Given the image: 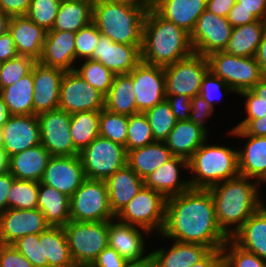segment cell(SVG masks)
Wrapping results in <instances>:
<instances>
[{
    "label": "cell",
    "mask_w": 266,
    "mask_h": 267,
    "mask_svg": "<svg viewBox=\"0 0 266 267\" xmlns=\"http://www.w3.org/2000/svg\"><path fill=\"white\" fill-rule=\"evenodd\" d=\"M158 237L222 249L230 239L220 228L209 189L190 188L167 198L165 222Z\"/></svg>",
    "instance_id": "cell-1"
},
{
    "label": "cell",
    "mask_w": 266,
    "mask_h": 267,
    "mask_svg": "<svg viewBox=\"0 0 266 267\" xmlns=\"http://www.w3.org/2000/svg\"><path fill=\"white\" fill-rule=\"evenodd\" d=\"M208 189L212 194L217 223L229 238L263 205L258 181L245 176L239 175Z\"/></svg>",
    "instance_id": "cell-2"
},
{
    "label": "cell",
    "mask_w": 266,
    "mask_h": 267,
    "mask_svg": "<svg viewBox=\"0 0 266 267\" xmlns=\"http://www.w3.org/2000/svg\"><path fill=\"white\" fill-rule=\"evenodd\" d=\"M193 53L190 34L161 17L152 7L148 8L141 47L142 62L165 67Z\"/></svg>",
    "instance_id": "cell-3"
},
{
    "label": "cell",
    "mask_w": 266,
    "mask_h": 267,
    "mask_svg": "<svg viewBox=\"0 0 266 267\" xmlns=\"http://www.w3.org/2000/svg\"><path fill=\"white\" fill-rule=\"evenodd\" d=\"M148 8L138 2L94 0L93 22L113 42L141 48Z\"/></svg>",
    "instance_id": "cell-4"
},
{
    "label": "cell",
    "mask_w": 266,
    "mask_h": 267,
    "mask_svg": "<svg viewBox=\"0 0 266 267\" xmlns=\"http://www.w3.org/2000/svg\"><path fill=\"white\" fill-rule=\"evenodd\" d=\"M209 138L193 153L188 160V171L191 172L189 182L191 188L208 189L240 175L238 166V151L207 143Z\"/></svg>",
    "instance_id": "cell-5"
},
{
    "label": "cell",
    "mask_w": 266,
    "mask_h": 267,
    "mask_svg": "<svg viewBox=\"0 0 266 267\" xmlns=\"http://www.w3.org/2000/svg\"><path fill=\"white\" fill-rule=\"evenodd\" d=\"M63 229L77 267H90L98 254L108 246V221L70 220Z\"/></svg>",
    "instance_id": "cell-6"
},
{
    "label": "cell",
    "mask_w": 266,
    "mask_h": 267,
    "mask_svg": "<svg viewBox=\"0 0 266 267\" xmlns=\"http://www.w3.org/2000/svg\"><path fill=\"white\" fill-rule=\"evenodd\" d=\"M166 203L167 198L163 194L143 186L116 218L160 235L165 222Z\"/></svg>",
    "instance_id": "cell-7"
},
{
    "label": "cell",
    "mask_w": 266,
    "mask_h": 267,
    "mask_svg": "<svg viewBox=\"0 0 266 267\" xmlns=\"http://www.w3.org/2000/svg\"><path fill=\"white\" fill-rule=\"evenodd\" d=\"M207 59L209 71L226 82L236 95L251 90L263 78L256 57H241L219 51L210 54Z\"/></svg>",
    "instance_id": "cell-8"
},
{
    "label": "cell",
    "mask_w": 266,
    "mask_h": 267,
    "mask_svg": "<svg viewBox=\"0 0 266 267\" xmlns=\"http://www.w3.org/2000/svg\"><path fill=\"white\" fill-rule=\"evenodd\" d=\"M105 180L86 178L70 197V219L80 222H101L115 219Z\"/></svg>",
    "instance_id": "cell-9"
},
{
    "label": "cell",
    "mask_w": 266,
    "mask_h": 267,
    "mask_svg": "<svg viewBox=\"0 0 266 267\" xmlns=\"http://www.w3.org/2000/svg\"><path fill=\"white\" fill-rule=\"evenodd\" d=\"M79 157L88 179L106 180L127 164L125 147L100 135L79 152Z\"/></svg>",
    "instance_id": "cell-10"
},
{
    "label": "cell",
    "mask_w": 266,
    "mask_h": 267,
    "mask_svg": "<svg viewBox=\"0 0 266 267\" xmlns=\"http://www.w3.org/2000/svg\"><path fill=\"white\" fill-rule=\"evenodd\" d=\"M208 71L207 57L196 53L165 66L166 96L186 95L192 99L199 95L202 80Z\"/></svg>",
    "instance_id": "cell-11"
},
{
    "label": "cell",
    "mask_w": 266,
    "mask_h": 267,
    "mask_svg": "<svg viewBox=\"0 0 266 267\" xmlns=\"http://www.w3.org/2000/svg\"><path fill=\"white\" fill-rule=\"evenodd\" d=\"M232 30L233 27L226 17H220L206 9L199 16L190 34L194 53L207 57L212 53L224 51Z\"/></svg>",
    "instance_id": "cell-12"
},
{
    "label": "cell",
    "mask_w": 266,
    "mask_h": 267,
    "mask_svg": "<svg viewBox=\"0 0 266 267\" xmlns=\"http://www.w3.org/2000/svg\"><path fill=\"white\" fill-rule=\"evenodd\" d=\"M105 96L89 85L75 71H67L60 84L58 109L69 114L83 111H101Z\"/></svg>",
    "instance_id": "cell-13"
},
{
    "label": "cell",
    "mask_w": 266,
    "mask_h": 267,
    "mask_svg": "<svg viewBox=\"0 0 266 267\" xmlns=\"http://www.w3.org/2000/svg\"><path fill=\"white\" fill-rule=\"evenodd\" d=\"M37 117L40 124L41 144L51 156L79 155L70 134L71 114L56 109L40 113Z\"/></svg>",
    "instance_id": "cell-14"
},
{
    "label": "cell",
    "mask_w": 266,
    "mask_h": 267,
    "mask_svg": "<svg viewBox=\"0 0 266 267\" xmlns=\"http://www.w3.org/2000/svg\"><path fill=\"white\" fill-rule=\"evenodd\" d=\"M137 113L153 108L166 99L164 67L140 62L131 72Z\"/></svg>",
    "instance_id": "cell-15"
},
{
    "label": "cell",
    "mask_w": 266,
    "mask_h": 267,
    "mask_svg": "<svg viewBox=\"0 0 266 267\" xmlns=\"http://www.w3.org/2000/svg\"><path fill=\"white\" fill-rule=\"evenodd\" d=\"M86 179L79 155L51 156L40 183L71 197Z\"/></svg>",
    "instance_id": "cell-16"
},
{
    "label": "cell",
    "mask_w": 266,
    "mask_h": 267,
    "mask_svg": "<svg viewBox=\"0 0 266 267\" xmlns=\"http://www.w3.org/2000/svg\"><path fill=\"white\" fill-rule=\"evenodd\" d=\"M50 225L37 209H7L0 213V243L13 244L28 234H40Z\"/></svg>",
    "instance_id": "cell-17"
},
{
    "label": "cell",
    "mask_w": 266,
    "mask_h": 267,
    "mask_svg": "<svg viewBox=\"0 0 266 267\" xmlns=\"http://www.w3.org/2000/svg\"><path fill=\"white\" fill-rule=\"evenodd\" d=\"M1 129L3 148L9 157L41 144L37 115H10Z\"/></svg>",
    "instance_id": "cell-18"
},
{
    "label": "cell",
    "mask_w": 266,
    "mask_h": 267,
    "mask_svg": "<svg viewBox=\"0 0 266 267\" xmlns=\"http://www.w3.org/2000/svg\"><path fill=\"white\" fill-rule=\"evenodd\" d=\"M100 62L115 75L129 74L141 61V48L113 42L100 34L99 41L90 58Z\"/></svg>",
    "instance_id": "cell-19"
},
{
    "label": "cell",
    "mask_w": 266,
    "mask_h": 267,
    "mask_svg": "<svg viewBox=\"0 0 266 267\" xmlns=\"http://www.w3.org/2000/svg\"><path fill=\"white\" fill-rule=\"evenodd\" d=\"M150 234L141 227L120 222L117 218L108 221V246L126 261L143 260L149 256L150 253H145V244H148L145 237H151Z\"/></svg>",
    "instance_id": "cell-20"
},
{
    "label": "cell",
    "mask_w": 266,
    "mask_h": 267,
    "mask_svg": "<svg viewBox=\"0 0 266 267\" xmlns=\"http://www.w3.org/2000/svg\"><path fill=\"white\" fill-rule=\"evenodd\" d=\"M64 74L62 69L44 66L38 61L33 65V115L58 109Z\"/></svg>",
    "instance_id": "cell-21"
},
{
    "label": "cell",
    "mask_w": 266,
    "mask_h": 267,
    "mask_svg": "<svg viewBox=\"0 0 266 267\" xmlns=\"http://www.w3.org/2000/svg\"><path fill=\"white\" fill-rule=\"evenodd\" d=\"M188 170V161L173 156L144 179V186L153 189L166 198L179 195L191 188L189 178H182L183 170Z\"/></svg>",
    "instance_id": "cell-22"
},
{
    "label": "cell",
    "mask_w": 266,
    "mask_h": 267,
    "mask_svg": "<svg viewBox=\"0 0 266 267\" xmlns=\"http://www.w3.org/2000/svg\"><path fill=\"white\" fill-rule=\"evenodd\" d=\"M44 66L63 71L75 70V33L70 31H47L42 55L38 60Z\"/></svg>",
    "instance_id": "cell-23"
},
{
    "label": "cell",
    "mask_w": 266,
    "mask_h": 267,
    "mask_svg": "<svg viewBox=\"0 0 266 267\" xmlns=\"http://www.w3.org/2000/svg\"><path fill=\"white\" fill-rule=\"evenodd\" d=\"M227 134L232 139L245 138L244 148H237L239 173L259 182L266 174V136L247 135L242 129H231Z\"/></svg>",
    "instance_id": "cell-24"
},
{
    "label": "cell",
    "mask_w": 266,
    "mask_h": 267,
    "mask_svg": "<svg viewBox=\"0 0 266 267\" xmlns=\"http://www.w3.org/2000/svg\"><path fill=\"white\" fill-rule=\"evenodd\" d=\"M8 31L14 40L17 54L38 61L42 55L47 31L27 15L13 16Z\"/></svg>",
    "instance_id": "cell-25"
},
{
    "label": "cell",
    "mask_w": 266,
    "mask_h": 267,
    "mask_svg": "<svg viewBox=\"0 0 266 267\" xmlns=\"http://www.w3.org/2000/svg\"><path fill=\"white\" fill-rule=\"evenodd\" d=\"M161 17L191 34L207 0H155L152 7Z\"/></svg>",
    "instance_id": "cell-26"
},
{
    "label": "cell",
    "mask_w": 266,
    "mask_h": 267,
    "mask_svg": "<svg viewBox=\"0 0 266 267\" xmlns=\"http://www.w3.org/2000/svg\"><path fill=\"white\" fill-rule=\"evenodd\" d=\"M230 239L266 261V204L254 212Z\"/></svg>",
    "instance_id": "cell-27"
},
{
    "label": "cell",
    "mask_w": 266,
    "mask_h": 267,
    "mask_svg": "<svg viewBox=\"0 0 266 267\" xmlns=\"http://www.w3.org/2000/svg\"><path fill=\"white\" fill-rule=\"evenodd\" d=\"M208 135L210 134L204 128L190 120L177 121L164 143L173 156H179L188 161L193 153L210 138Z\"/></svg>",
    "instance_id": "cell-28"
},
{
    "label": "cell",
    "mask_w": 266,
    "mask_h": 267,
    "mask_svg": "<svg viewBox=\"0 0 266 267\" xmlns=\"http://www.w3.org/2000/svg\"><path fill=\"white\" fill-rule=\"evenodd\" d=\"M171 247L152 250L154 267H191L211 250L201 244L172 241ZM167 248V249H166Z\"/></svg>",
    "instance_id": "cell-29"
},
{
    "label": "cell",
    "mask_w": 266,
    "mask_h": 267,
    "mask_svg": "<svg viewBox=\"0 0 266 267\" xmlns=\"http://www.w3.org/2000/svg\"><path fill=\"white\" fill-rule=\"evenodd\" d=\"M105 182L110 208L115 216L144 186V180L127 164L108 177Z\"/></svg>",
    "instance_id": "cell-30"
},
{
    "label": "cell",
    "mask_w": 266,
    "mask_h": 267,
    "mask_svg": "<svg viewBox=\"0 0 266 267\" xmlns=\"http://www.w3.org/2000/svg\"><path fill=\"white\" fill-rule=\"evenodd\" d=\"M51 155L39 144L10 156L9 172L18 180L40 182Z\"/></svg>",
    "instance_id": "cell-31"
},
{
    "label": "cell",
    "mask_w": 266,
    "mask_h": 267,
    "mask_svg": "<svg viewBox=\"0 0 266 267\" xmlns=\"http://www.w3.org/2000/svg\"><path fill=\"white\" fill-rule=\"evenodd\" d=\"M39 241L42 242L43 267H77L62 226H49L39 234Z\"/></svg>",
    "instance_id": "cell-32"
},
{
    "label": "cell",
    "mask_w": 266,
    "mask_h": 267,
    "mask_svg": "<svg viewBox=\"0 0 266 267\" xmlns=\"http://www.w3.org/2000/svg\"><path fill=\"white\" fill-rule=\"evenodd\" d=\"M173 155L164 142L155 141L144 147L127 152V165L141 178L145 179Z\"/></svg>",
    "instance_id": "cell-33"
},
{
    "label": "cell",
    "mask_w": 266,
    "mask_h": 267,
    "mask_svg": "<svg viewBox=\"0 0 266 267\" xmlns=\"http://www.w3.org/2000/svg\"><path fill=\"white\" fill-rule=\"evenodd\" d=\"M38 209L50 226H65L70 219V197L39 182Z\"/></svg>",
    "instance_id": "cell-34"
},
{
    "label": "cell",
    "mask_w": 266,
    "mask_h": 267,
    "mask_svg": "<svg viewBox=\"0 0 266 267\" xmlns=\"http://www.w3.org/2000/svg\"><path fill=\"white\" fill-rule=\"evenodd\" d=\"M94 0H61L52 30L76 33L93 21Z\"/></svg>",
    "instance_id": "cell-35"
},
{
    "label": "cell",
    "mask_w": 266,
    "mask_h": 267,
    "mask_svg": "<svg viewBox=\"0 0 266 267\" xmlns=\"http://www.w3.org/2000/svg\"><path fill=\"white\" fill-rule=\"evenodd\" d=\"M265 29L266 21L263 20L233 27L224 52L241 57H255Z\"/></svg>",
    "instance_id": "cell-36"
},
{
    "label": "cell",
    "mask_w": 266,
    "mask_h": 267,
    "mask_svg": "<svg viewBox=\"0 0 266 267\" xmlns=\"http://www.w3.org/2000/svg\"><path fill=\"white\" fill-rule=\"evenodd\" d=\"M132 75H115L104 108L112 113L130 116L137 113Z\"/></svg>",
    "instance_id": "cell-37"
},
{
    "label": "cell",
    "mask_w": 266,
    "mask_h": 267,
    "mask_svg": "<svg viewBox=\"0 0 266 267\" xmlns=\"http://www.w3.org/2000/svg\"><path fill=\"white\" fill-rule=\"evenodd\" d=\"M0 95L10 115H33L34 84L31 72L15 84L3 88Z\"/></svg>",
    "instance_id": "cell-38"
},
{
    "label": "cell",
    "mask_w": 266,
    "mask_h": 267,
    "mask_svg": "<svg viewBox=\"0 0 266 267\" xmlns=\"http://www.w3.org/2000/svg\"><path fill=\"white\" fill-rule=\"evenodd\" d=\"M99 118L100 111H83L71 114V139L79 152L99 136Z\"/></svg>",
    "instance_id": "cell-39"
},
{
    "label": "cell",
    "mask_w": 266,
    "mask_h": 267,
    "mask_svg": "<svg viewBox=\"0 0 266 267\" xmlns=\"http://www.w3.org/2000/svg\"><path fill=\"white\" fill-rule=\"evenodd\" d=\"M82 62L79 61L81 64L78 63L74 71L89 85L106 96L113 84L115 74L98 61L85 59Z\"/></svg>",
    "instance_id": "cell-40"
},
{
    "label": "cell",
    "mask_w": 266,
    "mask_h": 267,
    "mask_svg": "<svg viewBox=\"0 0 266 267\" xmlns=\"http://www.w3.org/2000/svg\"><path fill=\"white\" fill-rule=\"evenodd\" d=\"M152 129L155 141L164 142L177 123L166 99L144 112Z\"/></svg>",
    "instance_id": "cell-41"
},
{
    "label": "cell",
    "mask_w": 266,
    "mask_h": 267,
    "mask_svg": "<svg viewBox=\"0 0 266 267\" xmlns=\"http://www.w3.org/2000/svg\"><path fill=\"white\" fill-rule=\"evenodd\" d=\"M39 182L15 179L8 192V209H37Z\"/></svg>",
    "instance_id": "cell-42"
},
{
    "label": "cell",
    "mask_w": 266,
    "mask_h": 267,
    "mask_svg": "<svg viewBox=\"0 0 266 267\" xmlns=\"http://www.w3.org/2000/svg\"><path fill=\"white\" fill-rule=\"evenodd\" d=\"M99 126L100 136L126 146L128 116L115 114L104 108L100 111Z\"/></svg>",
    "instance_id": "cell-43"
},
{
    "label": "cell",
    "mask_w": 266,
    "mask_h": 267,
    "mask_svg": "<svg viewBox=\"0 0 266 267\" xmlns=\"http://www.w3.org/2000/svg\"><path fill=\"white\" fill-rule=\"evenodd\" d=\"M155 142L152 129L145 113L128 116L126 152Z\"/></svg>",
    "instance_id": "cell-44"
},
{
    "label": "cell",
    "mask_w": 266,
    "mask_h": 267,
    "mask_svg": "<svg viewBox=\"0 0 266 267\" xmlns=\"http://www.w3.org/2000/svg\"><path fill=\"white\" fill-rule=\"evenodd\" d=\"M33 58L29 56L17 55L0 65V91L10 85L15 84L24 76L28 75L33 65L36 63Z\"/></svg>",
    "instance_id": "cell-45"
},
{
    "label": "cell",
    "mask_w": 266,
    "mask_h": 267,
    "mask_svg": "<svg viewBox=\"0 0 266 267\" xmlns=\"http://www.w3.org/2000/svg\"><path fill=\"white\" fill-rule=\"evenodd\" d=\"M223 267H266V261L229 239L222 247Z\"/></svg>",
    "instance_id": "cell-46"
},
{
    "label": "cell",
    "mask_w": 266,
    "mask_h": 267,
    "mask_svg": "<svg viewBox=\"0 0 266 267\" xmlns=\"http://www.w3.org/2000/svg\"><path fill=\"white\" fill-rule=\"evenodd\" d=\"M61 0H31L27 16L46 31L52 30Z\"/></svg>",
    "instance_id": "cell-47"
},
{
    "label": "cell",
    "mask_w": 266,
    "mask_h": 267,
    "mask_svg": "<svg viewBox=\"0 0 266 267\" xmlns=\"http://www.w3.org/2000/svg\"><path fill=\"white\" fill-rule=\"evenodd\" d=\"M100 34V31L93 21L75 33V64H77L79 60L82 61L92 57Z\"/></svg>",
    "instance_id": "cell-48"
},
{
    "label": "cell",
    "mask_w": 266,
    "mask_h": 267,
    "mask_svg": "<svg viewBox=\"0 0 266 267\" xmlns=\"http://www.w3.org/2000/svg\"><path fill=\"white\" fill-rule=\"evenodd\" d=\"M234 93L226 82L215 76L211 71H208L202 80V85L199 95L213 108L216 104V99H221L225 93ZM223 92V93H222Z\"/></svg>",
    "instance_id": "cell-49"
},
{
    "label": "cell",
    "mask_w": 266,
    "mask_h": 267,
    "mask_svg": "<svg viewBox=\"0 0 266 267\" xmlns=\"http://www.w3.org/2000/svg\"><path fill=\"white\" fill-rule=\"evenodd\" d=\"M34 267H43L42 242L39 234H28L12 244Z\"/></svg>",
    "instance_id": "cell-50"
},
{
    "label": "cell",
    "mask_w": 266,
    "mask_h": 267,
    "mask_svg": "<svg viewBox=\"0 0 266 267\" xmlns=\"http://www.w3.org/2000/svg\"><path fill=\"white\" fill-rule=\"evenodd\" d=\"M191 111L189 120L195 124L200 125L204 128L209 134L208 125L205 122H208L207 119L213 117L215 114V109H213L200 95H196L190 100ZM207 125V126H206Z\"/></svg>",
    "instance_id": "cell-51"
},
{
    "label": "cell",
    "mask_w": 266,
    "mask_h": 267,
    "mask_svg": "<svg viewBox=\"0 0 266 267\" xmlns=\"http://www.w3.org/2000/svg\"><path fill=\"white\" fill-rule=\"evenodd\" d=\"M0 267H34L12 244L0 243Z\"/></svg>",
    "instance_id": "cell-52"
},
{
    "label": "cell",
    "mask_w": 266,
    "mask_h": 267,
    "mask_svg": "<svg viewBox=\"0 0 266 267\" xmlns=\"http://www.w3.org/2000/svg\"><path fill=\"white\" fill-rule=\"evenodd\" d=\"M245 99V114L244 119H258L266 116V104L260 100L251 90H245L238 94Z\"/></svg>",
    "instance_id": "cell-53"
},
{
    "label": "cell",
    "mask_w": 266,
    "mask_h": 267,
    "mask_svg": "<svg viewBox=\"0 0 266 267\" xmlns=\"http://www.w3.org/2000/svg\"><path fill=\"white\" fill-rule=\"evenodd\" d=\"M190 100L191 98L186 95L166 96V101L170 104L177 121L189 120L191 111Z\"/></svg>",
    "instance_id": "cell-54"
},
{
    "label": "cell",
    "mask_w": 266,
    "mask_h": 267,
    "mask_svg": "<svg viewBox=\"0 0 266 267\" xmlns=\"http://www.w3.org/2000/svg\"><path fill=\"white\" fill-rule=\"evenodd\" d=\"M127 261L113 248L102 250L90 267H124Z\"/></svg>",
    "instance_id": "cell-55"
},
{
    "label": "cell",
    "mask_w": 266,
    "mask_h": 267,
    "mask_svg": "<svg viewBox=\"0 0 266 267\" xmlns=\"http://www.w3.org/2000/svg\"><path fill=\"white\" fill-rule=\"evenodd\" d=\"M231 129H242L247 135L266 136V116L258 119H243Z\"/></svg>",
    "instance_id": "cell-56"
},
{
    "label": "cell",
    "mask_w": 266,
    "mask_h": 267,
    "mask_svg": "<svg viewBox=\"0 0 266 267\" xmlns=\"http://www.w3.org/2000/svg\"><path fill=\"white\" fill-rule=\"evenodd\" d=\"M31 0H0V12L6 15H27Z\"/></svg>",
    "instance_id": "cell-57"
},
{
    "label": "cell",
    "mask_w": 266,
    "mask_h": 267,
    "mask_svg": "<svg viewBox=\"0 0 266 267\" xmlns=\"http://www.w3.org/2000/svg\"><path fill=\"white\" fill-rule=\"evenodd\" d=\"M236 9L247 10L258 20L266 21V0H236Z\"/></svg>",
    "instance_id": "cell-58"
},
{
    "label": "cell",
    "mask_w": 266,
    "mask_h": 267,
    "mask_svg": "<svg viewBox=\"0 0 266 267\" xmlns=\"http://www.w3.org/2000/svg\"><path fill=\"white\" fill-rule=\"evenodd\" d=\"M17 50L9 31L0 36V63L6 62L17 56Z\"/></svg>",
    "instance_id": "cell-59"
},
{
    "label": "cell",
    "mask_w": 266,
    "mask_h": 267,
    "mask_svg": "<svg viewBox=\"0 0 266 267\" xmlns=\"http://www.w3.org/2000/svg\"><path fill=\"white\" fill-rule=\"evenodd\" d=\"M227 19L232 27L249 24L258 20L251 12L247 10L236 9V3L231 8Z\"/></svg>",
    "instance_id": "cell-60"
},
{
    "label": "cell",
    "mask_w": 266,
    "mask_h": 267,
    "mask_svg": "<svg viewBox=\"0 0 266 267\" xmlns=\"http://www.w3.org/2000/svg\"><path fill=\"white\" fill-rule=\"evenodd\" d=\"M15 177L10 173L0 174V213L8 209V192Z\"/></svg>",
    "instance_id": "cell-61"
},
{
    "label": "cell",
    "mask_w": 266,
    "mask_h": 267,
    "mask_svg": "<svg viewBox=\"0 0 266 267\" xmlns=\"http://www.w3.org/2000/svg\"><path fill=\"white\" fill-rule=\"evenodd\" d=\"M236 0H207V10L220 17H228Z\"/></svg>",
    "instance_id": "cell-62"
},
{
    "label": "cell",
    "mask_w": 266,
    "mask_h": 267,
    "mask_svg": "<svg viewBox=\"0 0 266 267\" xmlns=\"http://www.w3.org/2000/svg\"><path fill=\"white\" fill-rule=\"evenodd\" d=\"M191 267H223L222 249L211 250L203 259Z\"/></svg>",
    "instance_id": "cell-63"
},
{
    "label": "cell",
    "mask_w": 266,
    "mask_h": 267,
    "mask_svg": "<svg viewBox=\"0 0 266 267\" xmlns=\"http://www.w3.org/2000/svg\"><path fill=\"white\" fill-rule=\"evenodd\" d=\"M256 59L259 63L261 73L264 78H266V29L263 33L261 42L258 46V50L256 53Z\"/></svg>",
    "instance_id": "cell-64"
},
{
    "label": "cell",
    "mask_w": 266,
    "mask_h": 267,
    "mask_svg": "<svg viewBox=\"0 0 266 267\" xmlns=\"http://www.w3.org/2000/svg\"><path fill=\"white\" fill-rule=\"evenodd\" d=\"M251 91L266 104V78H262Z\"/></svg>",
    "instance_id": "cell-65"
},
{
    "label": "cell",
    "mask_w": 266,
    "mask_h": 267,
    "mask_svg": "<svg viewBox=\"0 0 266 267\" xmlns=\"http://www.w3.org/2000/svg\"><path fill=\"white\" fill-rule=\"evenodd\" d=\"M124 267H154L152 255L149 254V256L143 260L127 261Z\"/></svg>",
    "instance_id": "cell-66"
},
{
    "label": "cell",
    "mask_w": 266,
    "mask_h": 267,
    "mask_svg": "<svg viewBox=\"0 0 266 267\" xmlns=\"http://www.w3.org/2000/svg\"><path fill=\"white\" fill-rule=\"evenodd\" d=\"M10 157L3 147H0V174L9 172Z\"/></svg>",
    "instance_id": "cell-67"
},
{
    "label": "cell",
    "mask_w": 266,
    "mask_h": 267,
    "mask_svg": "<svg viewBox=\"0 0 266 267\" xmlns=\"http://www.w3.org/2000/svg\"><path fill=\"white\" fill-rule=\"evenodd\" d=\"M10 117L9 111L4 103L3 97L0 95V127H2Z\"/></svg>",
    "instance_id": "cell-68"
},
{
    "label": "cell",
    "mask_w": 266,
    "mask_h": 267,
    "mask_svg": "<svg viewBox=\"0 0 266 267\" xmlns=\"http://www.w3.org/2000/svg\"><path fill=\"white\" fill-rule=\"evenodd\" d=\"M10 19V16L0 12V36L8 31Z\"/></svg>",
    "instance_id": "cell-69"
},
{
    "label": "cell",
    "mask_w": 266,
    "mask_h": 267,
    "mask_svg": "<svg viewBox=\"0 0 266 267\" xmlns=\"http://www.w3.org/2000/svg\"><path fill=\"white\" fill-rule=\"evenodd\" d=\"M258 184H259V196H260V199H261V201H262L263 204H266V201H265V203H264V199H265V198L261 197V196H262V195H261L262 192L260 191L261 188H263L262 185H263V184H264V185L266 184V174L260 179V181L258 182ZM260 187H261V188H260Z\"/></svg>",
    "instance_id": "cell-70"
},
{
    "label": "cell",
    "mask_w": 266,
    "mask_h": 267,
    "mask_svg": "<svg viewBox=\"0 0 266 267\" xmlns=\"http://www.w3.org/2000/svg\"><path fill=\"white\" fill-rule=\"evenodd\" d=\"M138 3H143L147 7L151 8L154 6L155 0H136Z\"/></svg>",
    "instance_id": "cell-71"
},
{
    "label": "cell",
    "mask_w": 266,
    "mask_h": 267,
    "mask_svg": "<svg viewBox=\"0 0 266 267\" xmlns=\"http://www.w3.org/2000/svg\"><path fill=\"white\" fill-rule=\"evenodd\" d=\"M104 1H116V2H137L136 0H104Z\"/></svg>",
    "instance_id": "cell-72"
},
{
    "label": "cell",
    "mask_w": 266,
    "mask_h": 267,
    "mask_svg": "<svg viewBox=\"0 0 266 267\" xmlns=\"http://www.w3.org/2000/svg\"><path fill=\"white\" fill-rule=\"evenodd\" d=\"M0 147H3V141H2V129L0 127Z\"/></svg>",
    "instance_id": "cell-73"
}]
</instances>
